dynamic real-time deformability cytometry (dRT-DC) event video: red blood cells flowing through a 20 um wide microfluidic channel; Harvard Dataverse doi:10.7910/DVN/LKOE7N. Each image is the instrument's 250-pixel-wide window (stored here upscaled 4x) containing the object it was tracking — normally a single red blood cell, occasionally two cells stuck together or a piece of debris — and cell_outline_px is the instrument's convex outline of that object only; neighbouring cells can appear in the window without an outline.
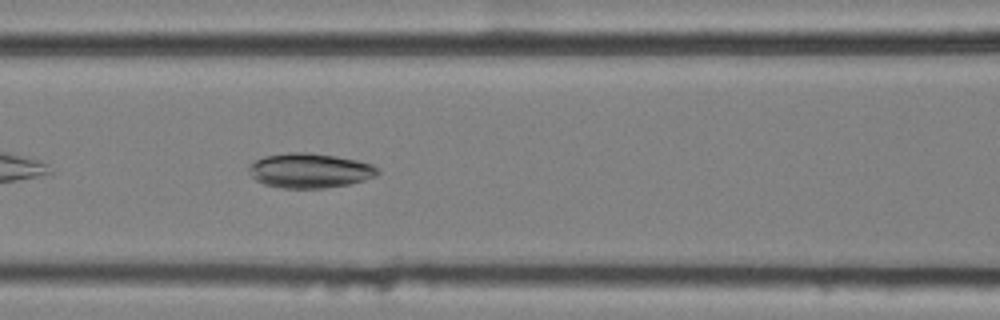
{"species": "common noctule bat (a hibernating species)", "species_latin": "Nyctalus noctula", "temperature_condition": "cold", "stored_images_in_passage": 34, "camera_frame_rate_fps": 3000, "um_per_image_px": 0.085, "animal": {"sex": "female", "body_mass_g": 25.1}, "frame": {"image": 1, "passage_image": 8, "time_ms": 2.333, "image_size_px": [1000, 320], "cell_outline_px": [[380, 172], [376, 176], [364, 180], [348, 184], [324, 188], [284, 188], [264, 184], [256, 180], [248, 172], [248, 164], [264, 156], [288, 152], [308, 152], [336, 156], [356, 160], [372, 164], [380, 168]], "centroid_in_image_um": [26.33, 14.49], "position_along_channel_um": 140.3, "area_um2": 26.18}}
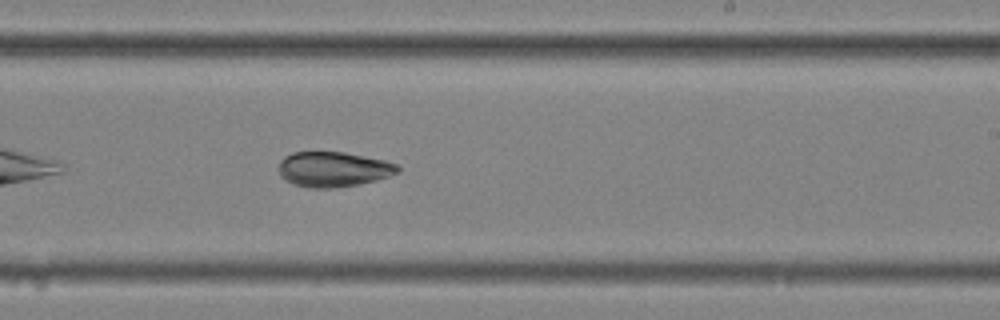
{"frame": {"image": 2, "passage_image": 18, "time_ms": 5.667, "image_size_px": [1000, 320], "cell_outline_px": [[400, 172], [376, 180], [360, 184], [336, 188], [308, 188], [296, 184], [280, 176], [280, 160], [284, 156], [292, 152], [344, 152], [384, 160], [396, 164], [400, 168]], "centroid_in_image_um": [28.35, 14.39], "position_along_channel_um": 260.6, "area_um2": 24.28}}
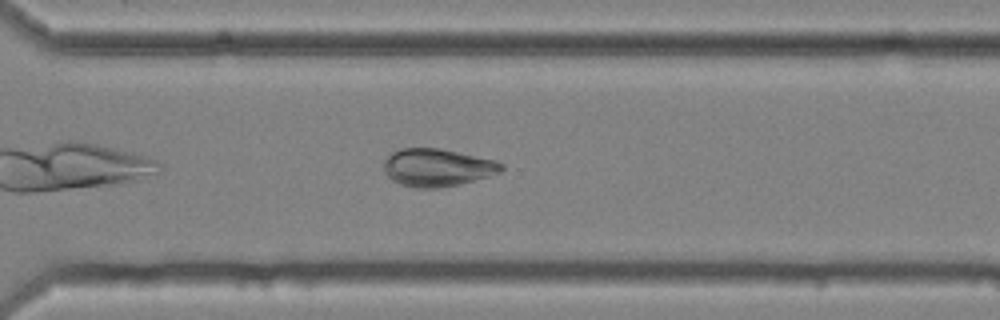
{"frame": {"image": 3, "passage_image": 24, "time_ms": 7.667, "image_size_px": [1000, 320], "cell_outline_px": [[504, 168], [500, 172], [488, 176], [460, 184], [436, 188], [416, 188], [400, 184], [392, 180], [384, 172], [384, 160], [392, 152], [400, 148], [440, 148], [496, 160], [504, 164]], "centroid_in_image_um": [37.16, 14.23], "position_along_channel_um": 333.4, "area_um2": 25.89}, "authors_computed_cell_mechanics": {"area_um2": 26.1256, "velocity_mm_per_s": 3.6259, "shape_relaxation_time_tau1_ms": null, "shape_relaxation_time_tau2_ms": 5.6655, "deformation_change_tau1": null, "deformation_change_tau2": 0.094}}